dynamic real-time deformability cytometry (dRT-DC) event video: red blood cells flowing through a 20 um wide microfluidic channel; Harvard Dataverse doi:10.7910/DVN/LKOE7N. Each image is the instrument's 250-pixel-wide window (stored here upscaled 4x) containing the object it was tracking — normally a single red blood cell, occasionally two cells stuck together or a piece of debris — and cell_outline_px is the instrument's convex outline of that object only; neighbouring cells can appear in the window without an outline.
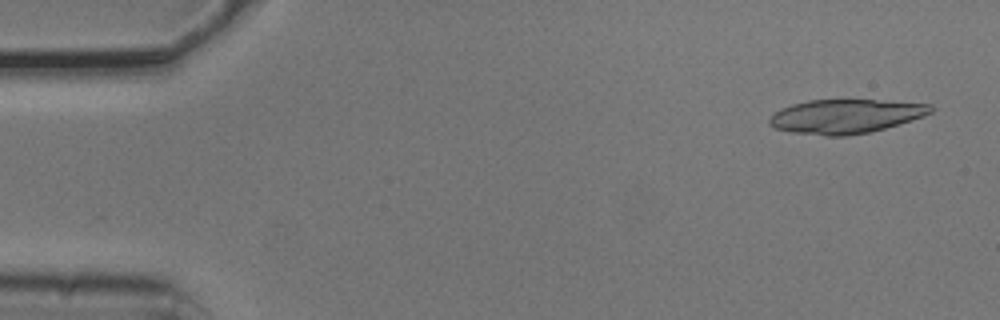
{"species": "common noctule bat (a hibernating species)", "species_latin": "Nyctalus noctula", "temperature_condition": "cold", "stored_images_in_passage": 6, "camera_frame_rate_fps": 3000, "um_per_image_px": 0.085, "animal": {"sex": "male", "body_mass_g": 20.5, "forearm_length_mm": 52.5}, "frame": {"image": 1, "passage_image": 1, "time_ms": 0.0, "image_size_px": [1000, 320], "cell_outline_px": [[936, 108], [932, 112], [924, 116], [912, 120], [884, 128], [868, 132], [848, 136], [824, 136], [792, 132], [776, 128], [768, 124], [768, 120], [780, 108], [792, 104], [808, 100], [876, 100], [932, 104]], "centroid_in_image_um": [71.89, 9.88], "position_along_channel_um": 13.1, "area_um2": 32.02}}
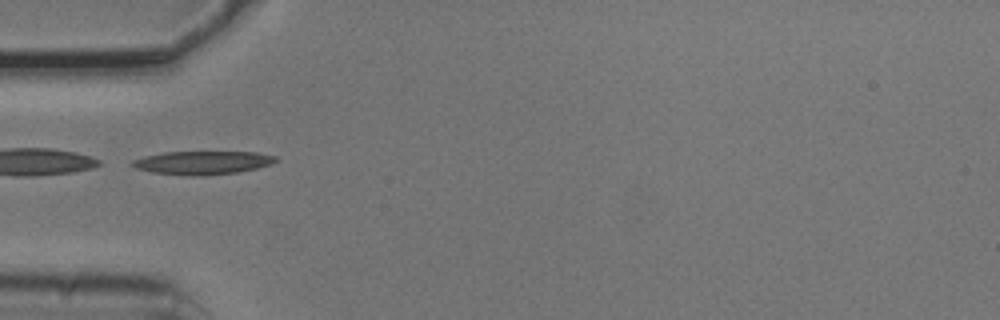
{"frame": {"image": 2, "passage_image": 5, "time_ms": 1.333, "image_size_px": [1000, 320], "cell_outline_px": [[280, 160], [272, 164], [256, 168], [236, 172], [200, 176], [196, 176], [152, 172], [136, 168], [128, 164], [132, 160], [144, 156], [164, 152], [256, 152], [276, 156]], "centroid_in_image_um": [17.22, 13.82], "position_along_channel_um": 67.8, "area_um2": 19.54}}